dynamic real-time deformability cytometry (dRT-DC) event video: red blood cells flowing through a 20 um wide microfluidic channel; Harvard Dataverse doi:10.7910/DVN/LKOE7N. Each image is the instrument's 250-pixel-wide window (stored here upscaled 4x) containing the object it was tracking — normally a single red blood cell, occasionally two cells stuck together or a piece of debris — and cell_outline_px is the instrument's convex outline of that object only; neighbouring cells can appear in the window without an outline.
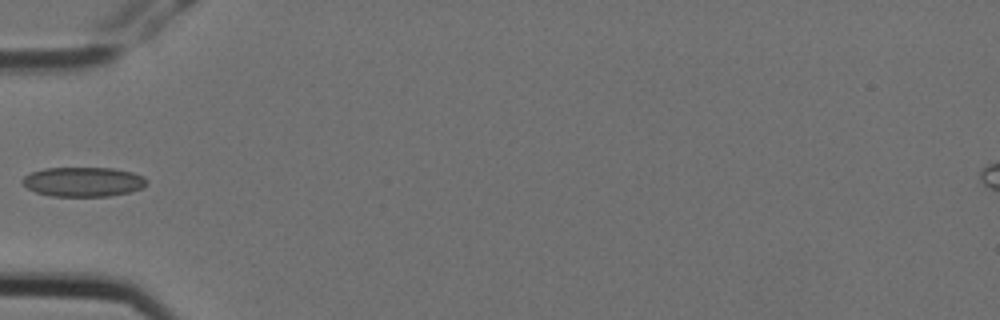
{"species": "Egyptian fruit bat (a non-hibernating species)", "species_latin": "Rousettus aegyptiacus", "temperature_condition": "cold", "stored_images_in_passage": 5, "camera_frame_rate_fps": 3000, "um_per_image_px": 0.085, "animal": {"sex": "female"}, "frame": {"image": 1, "passage_image": 5, "time_ms": 1.333, "image_size_px": [1000, 320], "cell_outline_px": [[148, 184], [140, 188], [128, 192], [108, 196], [52, 196], [36, 192], [28, 188], [20, 180], [24, 176], [32, 172], [44, 168], [112, 168], [132, 172], [144, 176], [148, 180]], "centroid_in_image_um": [7.08, 15.45], "position_along_channel_um": 77.9, "area_um2": 21.33}}